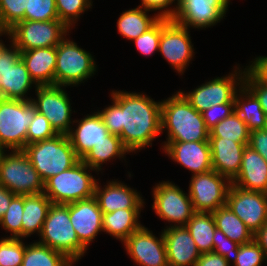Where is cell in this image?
Listing matches in <instances>:
<instances>
[{
    "label": "cell",
    "mask_w": 267,
    "mask_h": 266,
    "mask_svg": "<svg viewBox=\"0 0 267 266\" xmlns=\"http://www.w3.org/2000/svg\"><path fill=\"white\" fill-rule=\"evenodd\" d=\"M111 105L97 112L108 132L120 137L130 153L152 146L161 134V103L142 92L112 90Z\"/></svg>",
    "instance_id": "6da1fadb"
},
{
    "label": "cell",
    "mask_w": 267,
    "mask_h": 266,
    "mask_svg": "<svg viewBox=\"0 0 267 266\" xmlns=\"http://www.w3.org/2000/svg\"><path fill=\"white\" fill-rule=\"evenodd\" d=\"M161 100V133L166 131L164 142L208 141L209 129L202 113L198 112L179 92Z\"/></svg>",
    "instance_id": "7a4b0ae2"
},
{
    "label": "cell",
    "mask_w": 267,
    "mask_h": 266,
    "mask_svg": "<svg viewBox=\"0 0 267 266\" xmlns=\"http://www.w3.org/2000/svg\"><path fill=\"white\" fill-rule=\"evenodd\" d=\"M23 151L44 182L81 160L66 134H57L53 138L28 144Z\"/></svg>",
    "instance_id": "3957f363"
},
{
    "label": "cell",
    "mask_w": 267,
    "mask_h": 266,
    "mask_svg": "<svg viewBox=\"0 0 267 266\" xmlns=\"http://www.w3.org/2000/svg\"><path fill=\"white\" fill-rule=\"evenodd\" d=\"M37 242L65 254L75 264L89 250L71 224L69 204H51Z\"/></svg>",
    "instance_id": "277c9868"
},
{
    "label": "cell",
    "mask_w": 267,
    "mask_h": 266,
    "mask_svg": "<svg viewBox=\"0 0 267 266\" xmlns=\"http://www.w3.org/2000/svg\"><path fill=\"white\" fill-rule=\"evenodd\" d=\"M92 171L99 174L80 160L70 169L47 179L43 193L53 204H70L92 198L98 180Z\"/></svg>",
    "instance_id": "5b68a950"
},
{
    "label": "cell",
    "mask_w": 267,
    "mask_h": 266,
    "mask_svg": "<svg viewBox=\"0 0 267 266\" xmlns=\"http://www.w3.org/2000/svg\"><path fill=\"white\" fill-rule=\"evenodd\" d=\"M67 36L56 46L54 85L78 87L98 70L94 56Z\"/></svg>",
    "instance_id": "8992f818"
},
{
    "label": "cell",
    "mask_w": 267,
    "mask_h": 266,
    "mask_svg": "<svg viewBox=\"0 0 267 266\" xmlns=\"http://www.w3.org/2000/svg\"><path fill=\"white\" fill-rule=\"evenodd\" d=\"M8 152V154H7ZM6 150L0 158V184L15 195L44 192V181L23 150Z\"/></svg>",
    "instance_id": "52a82bcc"
},
{
    "label": "cell",
    "mask_w": 267,
    "mask_h": 266,
    "mask_svg": "<svg viewBox=\"0 0 267 266\" xmlns=\"http://www.w3.org/2000/svg\"><path fill=\"white\" fill-rule=\"evenodd\" d=\"M239 65L233 66V71L226 76L205 81L192 91L185 93L179 89V92L200 113L206 111L211 105L235 103L234 96L242 87L246 69L249 67L246 64L242 69Z\"/></svg>",
    "instance_id": "ba28073f"
},
{
    "label": "cell",
    "mask_w": 267,
    "mask_h": 266,
    "mask_svg": "<svg viewBox=\"0 0 267 266\" xmlns=\"http://www.w3.org/2000/svg\"><path fill=\"white\" fill-rule=\"evenodd\" d=\"M34 114L31 100L0 98V145L6 151L25 148L27 130Z\"/></svg>",
    "instance_id": "9c48e42d"
},
{
    "label": "cell",
    "mask_w": 267,
    "mask_h": 266,
    "mask_svg": "<svg viewBox=\"0 0 267 266\" xmlns=\"http://www.w3.org/2000/svg\"><path fill=\"white\" fill-rule=\"evenodd\" d=\"M71 30L60 20H22L9 29L11 44L19 50L56 47Z\"/></svg>",
    "instance_id": "30bf717a"
},
{
    "label": "cell",
    "mask_w": 267,
    "mask_h": 266,
    "mask_svg": "<svg viewBox=\"0 0 267 266\" xmlns=\"http://www.w3.org/2000/svg\"><path fill=\"white\" fill-rule=\"evenodd\" d=\"M151 190L152 209L160 220L169 222L166 227L185 226L192 218L195 210L189 193L183 191L177 184L169 180L159 181Z\"/></svg>",
    "instance_id": "8fae6325"
},
{
    "label": "cell",
    "mask_w": 267,
    "mask_h": 266,
    "mask_svg": "<svg viewBox=\"0 0 267 266\" xmlns=\"http://www.w3.org/2000/svg\"><path fill=\"white\" fill-rule=\"evenodd\" d=\"M190 29L172 19L161 18L159 53L180 76L195 55Z\"/></svg>",
    "instance_id": "7c38bea8"
},
{
    "label": "cell",
    "mask_w": 267,
    "mask_h": 266,
    "mask_svg": "<svg viewBox=\"0 0 267 266\" xmlns=\"http://www.w3.org/2000/svg\"><path fill=\"white\" fill-rule=\"evenodd\" d=\"M35 90L36 98L32 103L36 111L43 114L58 134H68L73 127L71 114L75 110L67 93L66 86L44 85L38 86ZM71 102V103H70Z\"/></svg>",
    "instance_id": "4fadbf2b"
},
{
    "label": "cell",
    "mask_w": 267,
    "mask_h": 266,
    "mask_svg": "<svg viewBox=\"0 0 267 266\" xmlns=\"http://www.w3.org/2000/svg\"><path fill=\"white\" fill-rule=\"evenodd\" d=\"M34 87L38 85L31 78L19 50L11 45L0 58V98L32 100L28 92Z\"/></svg>",
    "instance_id": "5bb4252c"
},
{
    "label": "cell",
    "mask_w": 267,
    "mask_h": 266,
    "mask_svg": "<svg viewBox=\"0 0 267 266\" xmlns=\"http://www.w3.org/2000/svg\"><path fill=\"white\" fill-rule=\"evenodd\" d=\"M189 197L195 212H214L226 205L232 182L215 170L192 175L189 181Z\"/></svg>",
    "instance_id": "9a60e30c"
},
{
    "label": "cell",
    "mask_w": 267,
    "mask_h": 266,
    "mask_svg": "<svg viewBox=\"0 0 267 266\" xmlns=\"http://www.w3.org/2000/svg\"><path fill=\"white\" fill-rule=\"evenodd\" d=\"M230 3V0H177L172 20L189 29L205 30L225 18Z\"/></svg>",
    "instance_id": "2e32d148"
},
{
    "label": "cell",
    "mask_w": 267,
    "mask_h": 266,
    "mask_svg": "<svg viewBox=\"0 0 267 266\" xmlns=\"http://www.w3.org/2000/svg\"><path fill=\"white\" fill-rule=\"evenodd\" d=\"M126 254L139 266H169L163 233L158 237L142 226L123 243Z\"/></svg>",
    "instance_id": "e0dca14e"
},
{
    "label": "cell",
    "mask_w": 267,
    "mask_h": 266,
    "mask_svg": "<svg viewBox=\"0 0 267 266\" xmlns=\"http://www.w3.org/2000/svg\"><path fill=\"white\" fill-rule=\"evenodd\" d=\"M226 205L255 234L267 222V194L231 184Z\"/></svg>",
    "instance_id": "ac0fdd59"
},
{
    "label": "cell",
    "mask_w": 267,
    "mask_h": 266,
    "mask_svg": "<svg viewBox=\"0 0 267 266\" xmlns=\"http://www.w3.org/2000/svg\"><path fill=\"white\" fill-rule=\"evenodd\" d=\"M161 145L165 155L191 171V175L205 173L213 169L209 141L162 142Z\"/></svg>",
    "instance_id": "d6986e66"
},
{
    "label": "cell",
    "mask_w": 267,
    "mask_h": 266,
    "mask_svg": "<svg viewBox=\"0 0 267 266\" xmlns=\"http://www.w3.org/2000/svg\"><path fill=\"white\" fill-rule=\"evenodd\" d=\"M98 178L95 185L94 197L96 198L102 213H111L118 209H143L145 201L142 194L130 185L112 179L101 186ZM130 186V187H129Z\"/></svg>",
    "instance_id": "ffe728a7"
},
{
    "label": "cell",
    "mask_w": 267,
    "mask_h": 266,
    "mask_svg": "<svg viewBox=\"0 0 267 266\" xmlns=\"http://www.w3.org/2000/svg\"><path fill=\"white\" fill-rule=\"evenodd\" d=\"M70 221L79 241L88 249L103 232V213L95 197L69 204Z\"/></svg>",
    "instance_id": "44dd1931"
},
{
    "label": "cell",
    "mask_w": 267,
    "mask_h": 266,
    "mask_svg": "<svg viewBox=\"0 0 267 266\" xmlns=\"http://www.w3.org/2000/svg\"><path fill=\"white\" fill-rule=\"evenodd\" d=\"M74 124H76L74 126ZM71 131L67 134L76 155L82 159L95 144L106 140L110 133L99 113L94 111L81 119H74Z\"/></svg>",
    "instance_id": "7402d4cb"
},
{
    "label": "cell",
    "mask_w": 267,
    "mask_h": 266,
    "mask_svg": "<svg viewBox=\"0 0 267 266\" xmlns=\"http://www.w3.org/2000/svg\"><path fill=\"white\" fill-rule=\"evenodd\" d=\"M169 266H195L201 253L185 226L162 230Z\"/></svg>",
    "instance_id": "603a6c76"
},
{
    "label": "cell",
    "mask_w": 267,
    "mask_h": 266,
    "mask_svg": "<svg viewBox=\"0 0 267 266\" xmlns=\"http://www.w3.org/2000/svg\"><path fill=\"white\" fill-rule=\"evenodd\" d=\"M212 168L231 182L239 174L243 150L248 143L223 140L221 137H209Z\"/></svg>",
    "instance_id": "cb8c5ba5"
},
{
    "label": "cell",
    "mask_w": 267,
    "mask_h": 266,
    "mask_svg": "<svg viewBox=\"0 0 267 266\" xmlns=\"http://www.w3.org/2000/svg\"><path fill=\"white\" fill-rule=\"evenodd\" d=\"M232 184L243 190L267 194V161L248 145L243 150L239 174Z\"/></svg>",
    "instance_id": "d4e9b609"
},
{
    "label": "cell",
    "mask_w": 267,
    "mask_h": 266,
    "mask_svg": "<svg viewBox=\"0 0 267 266\" xmlns=\"http://www.w3.org/2000/svg\"><path fill=\"white\" fill-rule=\"evenodd\" d=\"M31 78L38 86L54 85L56 47L35 48L20 52Z\"/></svg>",
    "instance_id": "484cf974"
},
{
    "label": "cell",
    "mask_w": 267,
    "mask_h": 266,
    "mask_svg": "<svg viewBox=\"0 0 267 266\" xmlns=\"http://www.w3.org/2000/svg\"><path fill=\"white\" fill-rule=\"evenodd\" d=\"M51 204L44 193L24 195L22 239L25 240L34 233L39 237Z\"/></svg>",
    "instance_id": "4316f807"
},
{
    "label": "cell",
    "mask_w": 267,
    "mask_h": 266,
    "mask_svg": "<svg viewBox=\"0 0 267 266\" xmlns=\"http://www.w3.org/2000/svg\"><path fill=\"white\" fill-rule=\"evenodd\" d=\"M141 210L118 209L111 213H103V232L123 243L133 232L140 229Z\"/></svg>",
    "instance_id": "83f0119b"
},
{
    "label": "cell",
    "mask_w": 267,
    "mask_h": 266,
    "mask_svg": "<svg viewBox=\"0 0 267 266\" xmlns=\"http://www.w3.org/2000/svg\"><path fill=\"white\" fill-rule=\"evenodd\" d=\"M126 153L130 152L123 146L120 137L110 133L106 136V140L95 144L81 160L100 173L103 164H107V162H113L117 158L120 161H126Z\"/></svg>",
    "instance_id": "f1b7e54d"
},
{
    "label": "cell",
    "mask_w": 267,
    "mask_h": 266,
    "mask_svg": "<svg viewBox=\"0 0 267 266\" xmlns=\"http://www.w3.org/2000/svg\"><path fill=\"white\" fill-rule=\"evenodd\" d=\"M149 12L141 7L123 11L117 20L118 34L128 40H135L160 19L156 13L150 16Z\"/></svg>",
    "instance_id": "f546056e"
},
{
    "label": "cell",
    "mask_w": 267,
    "mask_h": 266,
    "mask_svg": "<svg viewBox=\"0 0 267 266\" xmlns=\"http://www.w3.org/2000/svg\"><path fill=\"white\" fill-rule=\"evenodd\" d=\"M234 101L235 112L245 122L250 132L265 128L267 115L257 98L244 85L236 92Z\"/></svg>",
    "instance_id": "4dcf8cb0"
},
{
    "label": "cell",
    "mask_w": 267,
    "mask_h": 266,
    "mask_svg": "<svg viewBox=\"0 0 267 266\" xmlns=\"http://www.w3.org/2000/svg\"><path fill=\"white\" fill-rule=\"evenodd\" d=\"M212 214L216 228L221 230L230 240L237 242L239 245L247 244L254 240L253 232L227 205L219 207Z\"/></svg>",
    "instance_id": "1f68e13d"
},
{
    "label": "cell",
    "mask_w": 267,
    "mask_h": 266,
    "mask_svg": "<svg viewBox=\"0 0 267 266\" xmlns=\"http://www.w3.org/2000/svg\"><path fill=\"white\" fill-rule=\"evenodd\" d=\"M185 227L201 254L213 252L216 223L211 212H195Z\"/></svg>",
    "instance_id": "d6a6232c"
},
{
    "label": "cell",
    "mask_w": 267,
    "mask_h": 266,
    "mask_svg": "<svg viewBox=\"0 0 267 266\" xmlns=\"http://www.w3.org/2000/svg\"><path fill=\"white\" fill-rule=\"evenodd\" d=\"M65 254L53 250L36 241L25 243V253L21 266H74Z\"/></svg>",
    "instance_id": "836d02e7"
},
{
    "label": "cell",
    "mask_w": 267,
    "mask_h": 266,
    "mask_svg": "<svg viewBox=\"0 0 267 266\" xmlns=\"http://www.w3.org/2000/svg\"><path fill=\"white\" fill-rule=\"evenodd\" d=\"M209 137H221L238 143H249L250 131L241 117L234 111L230 116L209 130Z\"/></svg>",
    "instance_id": "e575fe53"
},
{
    "label": "cell",
    "mask_w": 267,
    "mask_h": 266,
    "mask_svg": "<svg viewBox=\"0 0 267 266\" xmlns=\"http://www.w3.org/2000/svg\"><path fill=\"white\" fill-rule=\"evenodd\" d=\"M24 208V195H15L4 216L0 219V226L10 236L4 238L22 239V217Z\"/></svg>",
    "instance_id": "d590c367"
},
{
    "label": "cell",
    "mask_w": 267,
    "mask_h": 266,
    "mask_svg": "<svg viewBox=\"0 0 267 266\" xmlns=\"http://www.w3.org/2000/svg\"><path fill=\"white\" fill-rule=\"evenodd\" d=\"M58 18L70 30L75 28L81 14L93 6L92 0H55Z\"/></svg>",
    "instance_id": "8d00e7d4"
},
{
    "label": "cell",
    "mask_w": 267,
    "mask_h": 266,
    "mask_svg": "<svg viewBox=\"0 0 267 266\" xmlns=\"http://www.w3.org/2000/svg\"><path fill=\"white\" fill-rule=\"evenodd\" d=\"M21 238H0V265L1 266H21L24 253L25 242Z\"/></svg>",
    "instance_id": "74e56055"
},
{
    "label": "cell",
    "mask_w": 267,
    "mask_h": 266,
    "mask_svg": "<svg viewBox=\"0 0 267 266\" xmlns=\"http://www.w3.org/2000/svg\"><path fill=\"white\" fill-rule=\"evenodd\" d=\"M25 20H59L55 0H28L25 10Z\"/></svg>",
    "instance_id": "f35d334b"
},
{
    "label": "cell",
    "mask_w": 267,
    "mask_h": 266,
    "mask_svg": "<svg viewBox=\"0 0 267 266\" xmlns=\"http://www.w3.org/2000/svg\"><path fill=\"white\" fill-rule=\"evenodd\" d=\"M57 134L48 119L35 109L34 117L27 130L26 145L53 138Z\"/></svg>",
    "instance_id": "ab89813d"
},
{
    "label": "cell",
    "mask_w": 267,
    "mask_h": 266,
    "mask_svg": "<svg viewBox=\"0 0 267 266\" xmlns=\"http://www.w3.org/2000/svg\"><path fill=\"white\" fill-rule=\"evenodd\" d=\"M28 0H0V18L9 30L17 22L25 20V10Z\"/></svg>",
    "instance_id": "60d3db41"
},
{
    "label": "cell",
    "mask_w": 267,
    "mask_h": 266,
    "mask_svg": "<svg viewBox=\"0 0 267 266\" xmlns=\"http://www.w3.org/2000/svg\"><path fill=\"white\" fill-rule=\"evenodd\" d=\"M264 263L267 264V256L253 240L238 246V255L233 266H262Z\"/></svg>",
    "instance_id": "b9f144b4"
},
{
    "label": "cell",
    "mask_w": 267,
    "mask_h": 266,
    "mask_svg": "<svg viewBox=\"0 0 267 266\" xmlns=\"http://www.w3.org/2000/svg\"><path fill=\"white\" fill-rule=\"evenodd\" d=\"M160 37L161 18L150 29L133 40V43L140 54L149 57L159 52Z\"/></svg>",
    "instance_id": "7bdbcfd3"
},
{
    "label": "cell",
    "mask_w": 267,
    "mask_h": 266,
    "mask_svg": "<svg viewBox=\"0 0 267 266\" xmlns=\"http://www.w3.org/2000/svg\"><path fill=\"white\" fill-rule=\"evenodd\" d=\"M239 244L230 240L221 230H215L213 237V252L223 256L232 266L238 255Z\"/></svg>",
    "instance_id": "ee69618b"
},
{
    "label": "cell",
    "mask_w": 267,
    "mask_h": 266,
    "mask_svg": "<svg viewBox=\"0 0 267 266\" xmlns=\"http://www.w3.org/2000/svg\"><path fill=\"white\" fill-rule=\"evenodd\" d=\"M243 85L257 98L267 115V84L248 67L244 75Z\"/></svg>",
    "instance_id": "f6af8a7d"
},
{
    "label": "cell",
    "mask_w": 267,
    "mask_h": 266,
    "mask_svg": "<svg viewBox=\"0 0 267 266\" xmlns=\"http://www.w3.org/2000/svg\"><path fill=\"white\" fill-rule=\"evenodd\" d=\"M234 111L235 103H223L211 105L206 111L202 112V116L206 127L210 130Z\"/></svg>",
    "instance_id": "bcb514c9"
},
{
    "label": "cell",
    "mask_w": 267,
    "mask_h": 266,
    "mask_svg": "<svg viewBox=\"0 0 267 266\" xmlns=\"http://www.w3.org/2000/svg\"><path fill=\"white\" fill-rule=\"evenodd\" d=\"M137 7L151 12L158 11L156 14L159 18L173 19L177 9V0H141V4Z\"/></svg>",
    "instance_id": "7dc6e473"
},
{
    "label": "cell",
    "mask_w": 267,
    "mask_h": 266,
    "mask_svg": "<svg viewBox=\"0 0 267 266\" xmlns=\"http://www.w3.org/2000/svg\"><path fill=\"white\" fill-rule=\"evenodd\" d=\"M248 146L267 161V132L264 129L250 132Z\"/></svg>",
    "instance_id": "c3c4849f"
},
{
    "label": "cell",
    "mask_w": 267,
    "mask_h": 266,
    "mask_svg": "<svg viewBox=\"0 0 267 266\" xmlns=\"http://www.w3.org/2000/svg\"><path fill=\"white\" fill-rule=\"evenodd\" d=\"M195 266H231L228 261L215 252L203 253L200 255Z\"/></svg>",
    "instance_id": "681fc988"
},
{
    "label": "cell",
    "mask_w": 267,
    "mask_h": 266,
    "mask_svg": "<svg viewBox=\"0 0 267 266\" xmlns=\"http://www.w3.org/2000/svg\"><path fill=\"white\" fill-rule=\"evenodd\" d=\"M249 68L267 84V56H256L248 64Z\"/></svg>",
    "instance_id": "f907efd6"
},
{
    "label": "cell",
    "mask_w": 267,
    "mask_h": 266,
    "mask_svg": "<svg viewBox=\"0 0 267 266\" xmlns=\"http://www.w3.org/2000/svg\"><path fill=\"white\" fill-rule=\"evenodd\" d=\"M14 196V193L0 184V219L4 216Z\"/></svg>",
    "instance_id": "816d5d0a"
},
{
    "label": "cell",
    "mask_w": 267,
    "mask_h": 266,
    "mask_svg": "<svg viewBox=\"0 0 267 266\" xmlns=\"http://www.w3.org/2000/svg\"><path fill=\"white\" fill-rule=\"evenodd\" d=\"M254 241L262 248L267 256V222L254 234Z\"/></svg>",
    "instance_id": "f5cc1de1"
},
{
    "label": "cell",
    "mask_w": 267,
    "mask_h": 266,
    "mask_svg": "<svg viewBox=\"0 0 267 266\" xmlns=\"http://www.w3.org/2000/svg\"><path fill=\"white\" fill-rule=\"evenodd\" d=\"M2 35H4L5 37H8V39L11 40L9 30L3 25L1 18H0V37H3Z\"/></svg>",
    "instance_id": "db71d44e"
},
{
    "label": "cell",
    "mask_w": 267,
    "mask_h": 266,
    "mask_svg": "<svg viewBox=\"0 0 267 266\" xmlns=\"http://www.w3.org/2000/svg\"><path fill=\"white\" fill-rule=\"evenodd\" d=\"M10 42V44L8 45H6L3 41H2V39L0 38V58H1V56H2V54L12 45L11 44V40L9 41ZM8 46V47H7Z\"/></svg>",
    "instance_id": "11a10c76"
},
{
    "label": "cell",
    "mask_w": 267,
    "mask_h": 266,
    "mask_svg": "<svg viewBox=\"0 0 267 266\" xmlns=\"http://www.w3.org/2000/svg\"><path fill=\"white\" fill-rule=\"evenodd\" d=\"M4 151H5V149L0 145V158H1Z\"/></svg>",
    "instance_id": "9f6ffc18"
},
{
    "label": "cell",
    "mask_w": 267,
    "mask_h": 266,
    "mask_svg": "<svg viewBox=\"0 0 267 266\" xmlns=\"http://www.w3.org/2000/svg\"><path fill=\"white\" fill-rule=\"evenodd\" d=\"M264 130L267 132V121H266V125H265Z\"/></svg>",
    "instance_id": "6f0895ef"
}]
</instances>
